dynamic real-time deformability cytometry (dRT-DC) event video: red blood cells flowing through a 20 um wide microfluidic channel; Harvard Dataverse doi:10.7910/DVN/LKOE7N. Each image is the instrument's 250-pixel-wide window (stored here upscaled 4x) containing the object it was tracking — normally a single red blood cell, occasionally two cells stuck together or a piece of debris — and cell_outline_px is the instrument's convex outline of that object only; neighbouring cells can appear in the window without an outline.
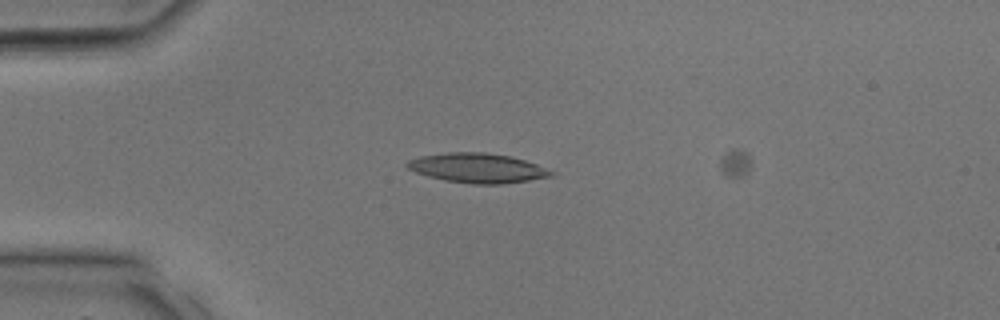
{"species": "common noctule bat (a hibernating species)", "species_latin": "Nyctalus noctula", "temperature_condition": "room temperature", "stored_images_in_passage": 2, "camera_frame_rate_fps": 3000, "um_per_image_px": 0.085, "animal": {"sex": "male", "body_mass_g": 17.9, "forearm_length_mm": 54.2}, "frame": {"image": 1, "passage_image": 1, "time_ms": 0.0, "image_size_px": [1000, 320], "cell_outline_px": [[556, 172], [552, 176], [528, 180], [500, 184], [472, 184], [444, 180], [428, 176], [416, 172], [408, 168], [404, 164], [408, 160], [420, 156], [448, 152], [488, 152], [512, 156], [536, 164]], "centroid_in_image_um": [40.58, 14.27], "position_along_channel_um": 44.4, "area_um2": 24.85}}